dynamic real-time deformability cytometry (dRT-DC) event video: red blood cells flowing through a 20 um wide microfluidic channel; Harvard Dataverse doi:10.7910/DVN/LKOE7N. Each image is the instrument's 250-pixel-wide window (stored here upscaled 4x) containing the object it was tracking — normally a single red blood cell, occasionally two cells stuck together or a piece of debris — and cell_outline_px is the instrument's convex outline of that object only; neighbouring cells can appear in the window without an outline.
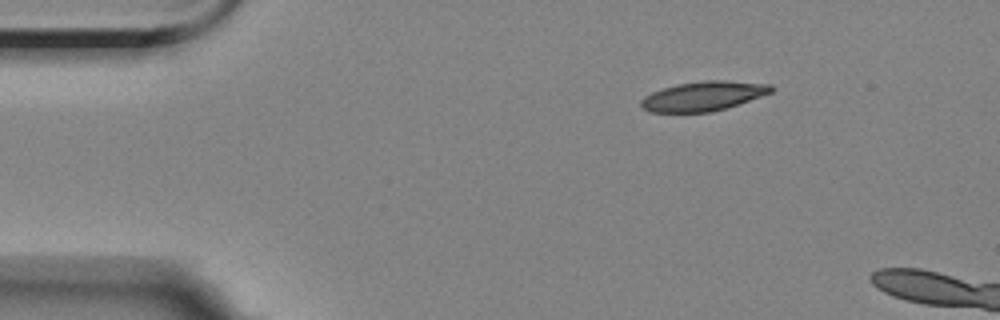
{"species": "Egyptian fruit bat (a non-hibernating species)", "species_latin": "Rousettus aegyptiacus", "temperature_condition": "room temperature", "stored_images_in_passage": 3, "camera_frame_rate_fps": 3000, "um_per_image_px": 0.085, "animal": {"sex": "female"}, "frame": {"image": 1, "passage_image": 1, "time_ms": 0.0, "image_size_px": [1000, 320], "cell_outline_px": [[776, 88], [772, 92], [724, 108], [708, 112], [652, 112], [644, 108], [640, 104], [640, 100], [644, 96], [652, 92], [676, 84], [704, 80], [724, 80], [772, 84]], "centroid_in_image_um": [59.78, 8.15], "position_along_channel_um": 25.2, "area_um2": 22.14}}